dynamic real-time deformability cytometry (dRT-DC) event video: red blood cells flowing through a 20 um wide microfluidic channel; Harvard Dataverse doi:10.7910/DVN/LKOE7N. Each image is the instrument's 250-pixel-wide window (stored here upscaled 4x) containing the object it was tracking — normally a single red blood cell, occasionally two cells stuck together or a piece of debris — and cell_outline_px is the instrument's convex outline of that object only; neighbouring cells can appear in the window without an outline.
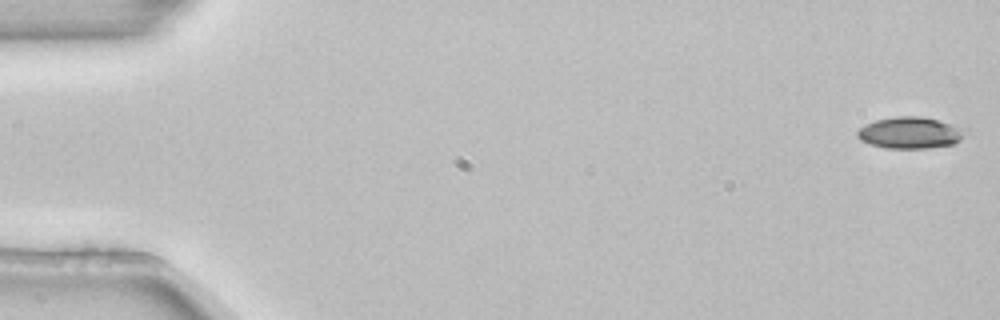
{"species": "common noctule bat (a hibernating species)", "species_latin": "Nyctalus noctula", "temperature_condition": "room temperature", "stored_images_in_passage": 5, "camera_frame_rate_fps": 3000, "um_per_image_px": 0.085, "animal": {"sex": "female", "body_mass_g": 22.7, "forearm_length_mm": 54.2}, "frame": {"image": 1, "passage_image": 1, "time_ms": 0.0, "image_size_px": [1000, 320], "cell_outline_px": [[968, 132], [960, 140], [952, 144], [928, 148], [884, 148], [860, 140], [856, 136], [856, 132], [860, 128], [876, 120], [896, 116], [920, 116], [968, 128]], "centroid_in_image_um": [77.4, 11.28], "position_along_channel_um": 7.6, "area_um2": 19.83}}
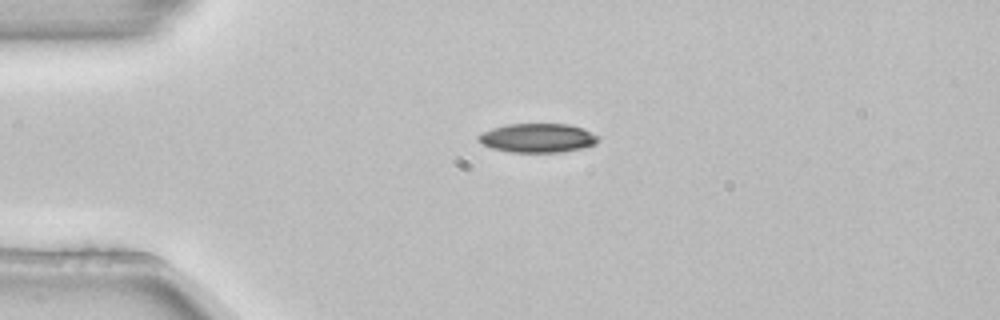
{"frame": {"image": 2, "passage_image": 3, "time_ms": 0.667, "image_size_px": [1000, 320], "cell_outline_px": [[600, 140], [596, 144], [580, 148], [560, 152], [508, 152], [492, 148], [484, 144], [476, 136], [480, 132], [492, 128], [508, 124], [568, 124], [584, 128], [600, 136]], "centroid_in_image_um": [45.72, 11.72], "position_along_channel_um": 39.3, "area_um2": 20.35}}